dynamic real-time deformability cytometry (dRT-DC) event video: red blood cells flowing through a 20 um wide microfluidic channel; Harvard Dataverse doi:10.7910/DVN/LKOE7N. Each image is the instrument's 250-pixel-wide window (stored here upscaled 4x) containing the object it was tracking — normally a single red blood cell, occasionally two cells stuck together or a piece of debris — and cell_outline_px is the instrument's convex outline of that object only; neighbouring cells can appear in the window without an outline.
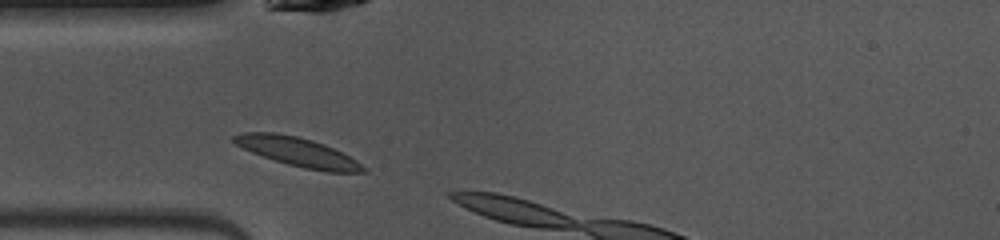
{"species": "common noctule bat (a hibernating species)", "species_latin": "Nyctalus noctula", "temperature_condition": "warm", "stored_images_in_passage": 3, "camera_frame_rate_fps": 3000, "um_per_image_px": 0.085, "animal": {"sex": "female", "body_mass_g": 10.0, "forearm_length_mm": 53.1}, "frame": {"image": 1, "passage_image": 1, "time_ms": 0.0, "image_size_px": [1000, 240], "cell_outline_px": [[368, 168], [364, 172], [328, 172], [304, 168], [288, 164], [252, 152], [236, 144], [232, 140], [232, 136], [244, 132], [276, 132], [296, 136], [312, 140], [324, 144], [356, 160]], "centroid_in_image_um": [25.32, 12.91], "position_along_channel_um": 59.7, "area_um2": 21.5}}